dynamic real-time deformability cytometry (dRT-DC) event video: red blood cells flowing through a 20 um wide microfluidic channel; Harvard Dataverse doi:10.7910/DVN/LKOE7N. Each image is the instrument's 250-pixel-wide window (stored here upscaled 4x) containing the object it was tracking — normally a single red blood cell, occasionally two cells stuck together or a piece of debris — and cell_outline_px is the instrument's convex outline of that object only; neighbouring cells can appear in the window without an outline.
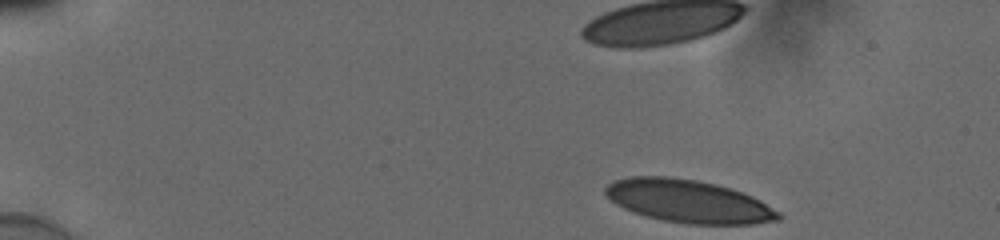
{"species": "human", "species_latin": "Homo sapiens", "temperature_condition": "cold", "stored_images_in_passage": 39, "camera_frame_rate_fps": 3000, "um_per_image_px": 0.085, "donor": {"sex": "male"}, "frame": {"image": 1, "passage_image": 1, "time_ms": 0.0, "image_size_px": [1000, 240], "cell_outline_px": [[784, 216], [780, 220], [752, 224], [688, 224], [664, 220], [644, 216], [632, 212], [616, 204], [604, 192], [604, 188], [608, 184], [616, 180], [628, 176], [668, 176], [696, 180], [716, 184], [732, 188], [752, 196], [760, 200], [780, 212]], "centroid_in_image_um": [58.54, 17.11], "position_along_channel_um": 26.5, "area_um2": 43.41}}